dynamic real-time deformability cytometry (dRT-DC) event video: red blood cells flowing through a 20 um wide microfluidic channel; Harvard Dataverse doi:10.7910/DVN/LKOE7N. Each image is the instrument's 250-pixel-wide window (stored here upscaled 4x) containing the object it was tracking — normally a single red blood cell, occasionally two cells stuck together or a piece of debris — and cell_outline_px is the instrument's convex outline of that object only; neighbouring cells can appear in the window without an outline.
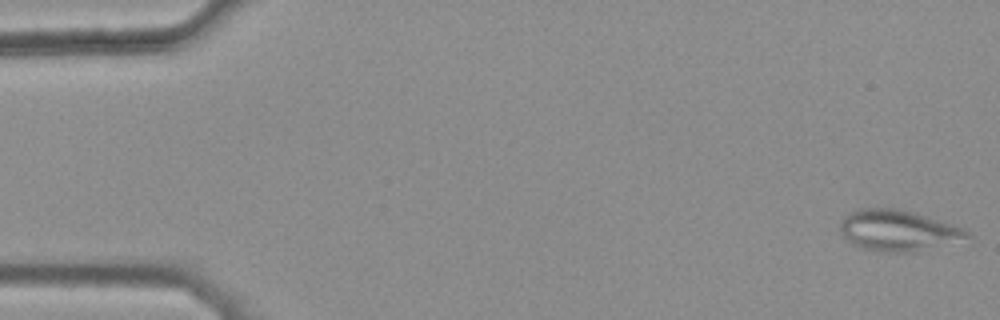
{"species": "common noctule bat (a hibernating species)", "species_latin": "Nyctalus noctula", "temperature_condition": "warm", "stored_images_in_passage": 15, "camera_frame_rate_fps": 3000, "um_per_image_px": 0.085, "animal": {"sex": "female", "body_mass_g": 25.1}, "frame": {"image": 1, "passage_image": 1, "time_ms": 0.0, "image_size_px": [1000, 320], "cell_outline_px": [[972, 236], [916, 252], [880, 252], [860, 248], [852, 244], [840, 232], [840, 224], [844, 216], [856, 208], [896, 208], [916, 212], [964, 228]], "centroid_in_image_um": [76.28, 19.58], "position_along_channel_um": 8.7, "area_um2": 30.35}}